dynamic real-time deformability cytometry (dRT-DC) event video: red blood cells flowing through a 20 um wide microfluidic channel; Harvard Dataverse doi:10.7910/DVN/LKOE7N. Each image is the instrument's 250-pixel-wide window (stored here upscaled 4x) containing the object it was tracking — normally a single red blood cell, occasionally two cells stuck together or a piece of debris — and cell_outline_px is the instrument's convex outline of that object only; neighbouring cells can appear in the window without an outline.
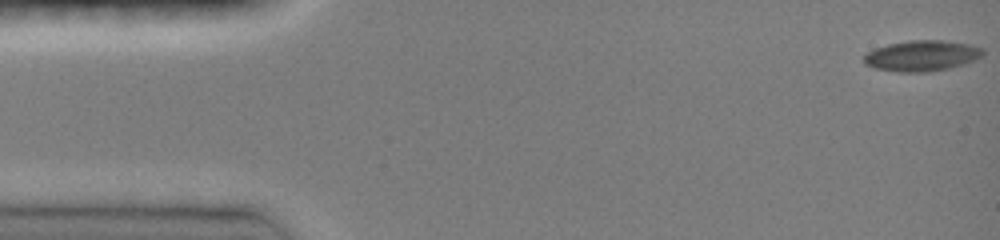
{"species": "common noctule bat (a hibernating species)", "species_latin": "Nyctalus noctula", "temperature_condition": "room temperature", "stored_images_in_passage": 47, "camera_frame_rate_fps": 3000, "um_per_image_px": 0.085, "animal": {"sex": "female", "body_mass_g": 19.0, "forearm_length_mm": 51.5}, "frame": {"image": 1, "passage_image": 1, "time_ms": 0.0, "image_size_px": [1000, 240], "cell_outline_px": [[984, 52], [980, 56], [964, 64], [948, 68], [928, 72], [900, 72], [872, 68], [864, 64], [864, 56], [868, 52], [876, 48], [888, 44], [908, 40], [940, 40], [968, 44], [984, 48]], "centroid_in_image_um": [78.32, 4.74], "position_along_channel_um": 6.7, "area_um2": 21.21}}
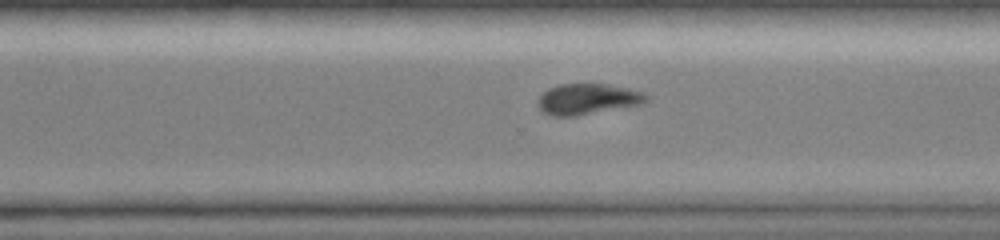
{"frame": {"image": 2, "passage_image": 33, "time_ms": 10.667, "image_size_px": [1000, 240], "cell_outline_px": [[648, 96], [640, 104], [576, 116], [552, 116], [544, 112], [536, 104], [536, 100], [548, 88], [560, 84], [608, 84], [628, 88], [644, 92]], "centroid_in_image_um": [49.89, 8.41], "position_along_channel_um": 320.7, "area_um2": 19.31}}
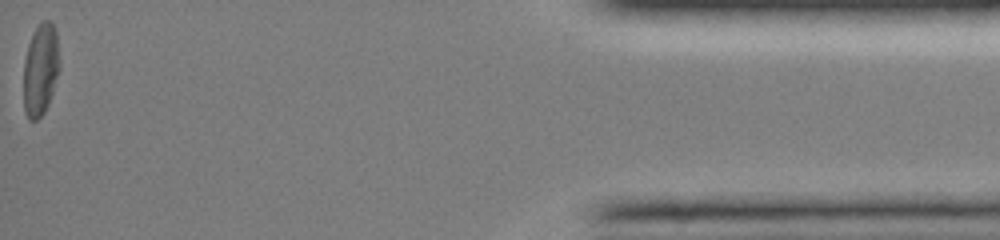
{"frame": {"image": 3, "passage_image": 47, "time_ms": 15.333, "image_size_px": [1000, 240], "cell_outline_px": [[60, 68], [48, 104], [44, 112], [36, 120], [28, 120], [24, 112], [24, 60], [28, 44], [40, 20], [52, 20], [56, 28], [60, 60]], "centroid_in_image_um": [3.46, 5.87], "position_along_channel_um": 431.7, "area_um2": 19.59}, "authors_computed_cell_mechanics": {"area_um2": 20.519, "velocity_mm_per_s": 4.1023, "shape_relaxation_time_tau1_ms": 4.3059, "shape_relaxation_time_tau2_ms": null, "deformation_change_tau1": 0.1067, "deformation_change_tau2": null}}